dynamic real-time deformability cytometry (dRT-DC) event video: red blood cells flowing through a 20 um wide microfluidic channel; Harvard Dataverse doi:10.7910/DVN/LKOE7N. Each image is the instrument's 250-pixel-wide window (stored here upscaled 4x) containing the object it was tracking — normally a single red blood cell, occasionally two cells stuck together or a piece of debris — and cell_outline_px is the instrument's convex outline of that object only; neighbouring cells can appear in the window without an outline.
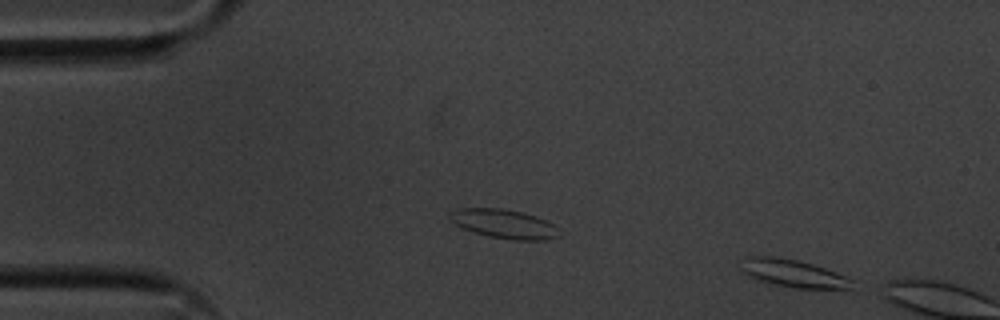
{"species": "common noctule bat (a hibernating species)", "species_latin": "Nyctalus noctula", "temperature_condition": "cold", "stored_images_in_passage": 6, "camera_frame_rate_fps": 3000, "um_per_image_px": 0.085, "animal": {"sex": "male", "body_mass_g": 20.1, "forearm_length_mm": 53.5}, "frame": {"image": 1, "passage_image": 2, "time_ms": 0.333, "image_size_px": [1000, 320], "cell_outline_px": [[852, 288], [796, 288], [764, 284], [740, 272], [740, 268], [744, 256], [768, 256], [796, 260], [812, 264], [836, 272], [852, 280]], "centroid_in_image_um": [67.3, 23.24], "position_along_channel_um": 17.7, "area_um2": 18.03}}